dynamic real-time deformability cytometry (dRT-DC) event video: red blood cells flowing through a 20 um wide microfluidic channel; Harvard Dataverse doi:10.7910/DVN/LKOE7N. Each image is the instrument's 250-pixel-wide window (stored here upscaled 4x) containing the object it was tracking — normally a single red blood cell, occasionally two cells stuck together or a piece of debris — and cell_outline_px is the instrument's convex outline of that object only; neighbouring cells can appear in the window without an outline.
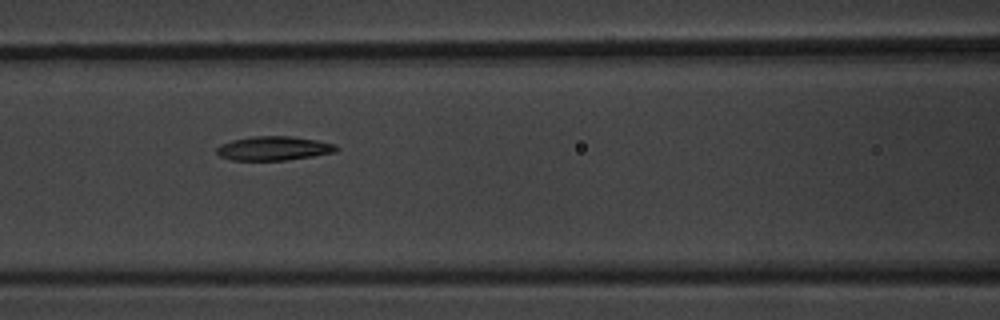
{"species": "common noctule bat (a hibernating species)", "species_latin": "Nyctalus noctula", "temperature_condition": "warm", "stored_images_in_passage": 13, "camera_frame_rate_fps": 3000, "um_per_image_px": 0.085, "animal": {"sex": "male", "body_mass_g": 20.1, "forearm_length_mm": 53.5}, "frame": {"image": 1, "passage_image": 4, "time_ms": 3.333, "image_size_px": [1000, 320], "cell_outline_px": [[340, 148], [336, 152], [312, 156], [284, 160], [232, 160], [220, 156], [216, 152], [216, 148], [220, 144], [232, 140], [252, 136], [288, 136], [316, 140], [336, 144]], "centroid_in_image_um": [23.26, 12.6], "position_along_channel_um": 143.3, "area_um2": 16.76}}
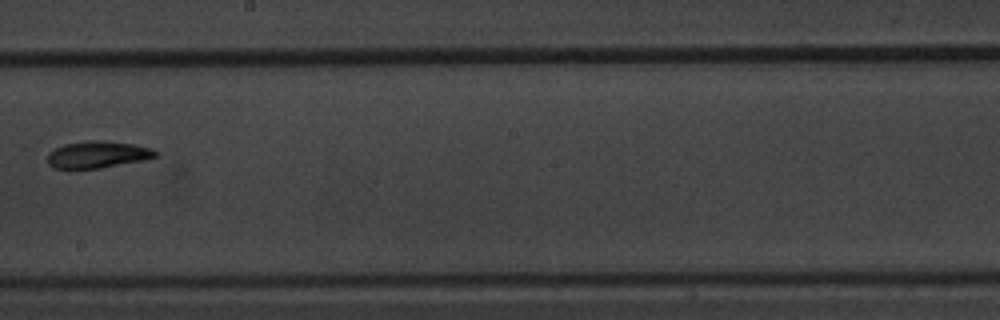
{"frame": {"image": 2, "passage_image": 6, "time_ms": 6.0, "image_size_px": [1000, 320], "cell_outline_px": [[156, 156], [144, 160], [100, 168], [52, 168], [48, 164], [48, 152], [64, 144], [88, 140], [104, 140], [132, 144], [152, 148], [156, 152]], "centroid_in_image_um": [8.27, 13.13], "position_along_channel_um": 239.9, "area_um2": 16.82}}
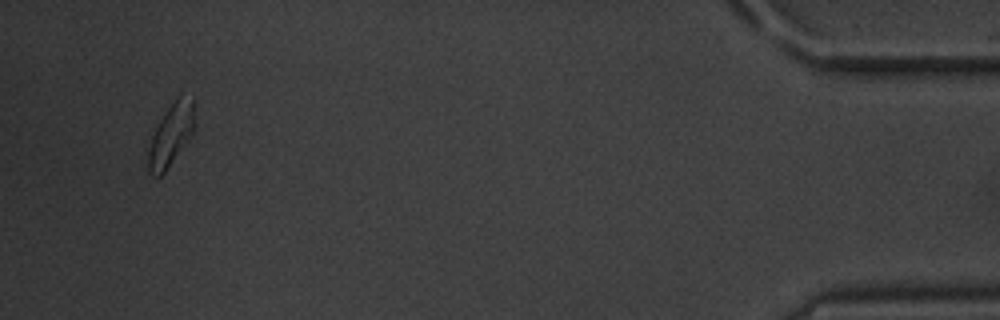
{"frame": {"image": 3, "passage_image": 13, "time_ms": 15.333, "image_size_px": [1000, 320], "cell_outline_px": [[196, 128], [164, 172], [160, 176], [152, 176], [148, 172], [148, 148], [152, 136], [160, 120], [168, 108], [180, 96], [192, 100], [196, 124]], "centroid_in_image_um": [14.52, 11.51], "position_along_channel_um": 420.7, "area_um2": 16.24}, "authors_computed_cell_mechanics": {"area_um2": 16.762, "velocity_mm_per_s": 3.6236, "shape_relaxation_time_tau1_ms": 4.4069, "shape_relaxation_time_tau2_ms": null, "deformation_change_tau1": 0.1246, "deformation_change_tau2": null}}